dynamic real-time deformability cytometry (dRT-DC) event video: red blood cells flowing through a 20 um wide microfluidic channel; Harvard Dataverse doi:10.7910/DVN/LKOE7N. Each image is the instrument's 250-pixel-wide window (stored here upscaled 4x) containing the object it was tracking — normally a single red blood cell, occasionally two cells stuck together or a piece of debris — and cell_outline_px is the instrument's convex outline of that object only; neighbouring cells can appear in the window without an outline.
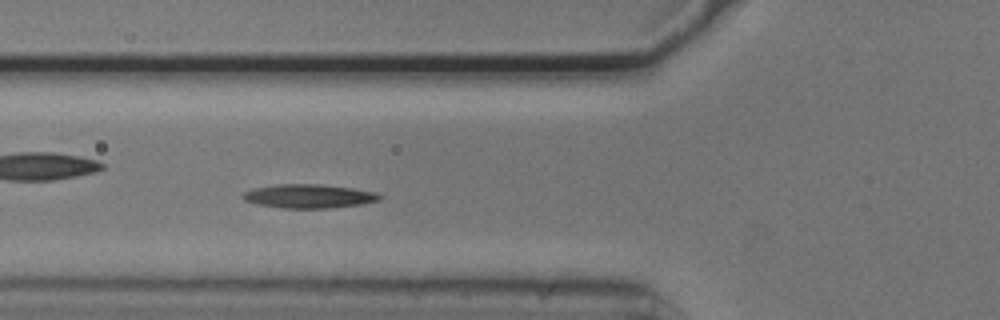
{"species": "common noctule bat (a hibernating species)", "species_latin": "Nyctalus noctula", "temperature_condition": "cold", "stored_images_in_passage": 40, "camera_frame_rate_fps": 3000, "um_per_image_px": 0.085, "animal": {"sex": "male", "body_mass_g": 20.5, "forearm_length_mm": 52.5}, "frame": {"image": 1, "passage_image": 7, "time_ms": 2.0, "image_size_px": [1000, 320], "cell_outline_px": [[384, 196], [380, 200], [360, 204], [328, 208], [280, 208], [256, 204], [244, 200], [240, 196], [244, 192], [252, 188], [276, 184], [320, 184], [352, 188], [376, 192]], "centroid_in_image_um": [26.22, 16.67], "position_along_channel_um": 99.6, "area_um2": 19.13}, "authors_computed_cell_mechanics": {"area_um2": 17.34, "velocity_mm_per_s": 3.7084, "shape_relaxation_time_tau1_ms": 4.5075, "shape_relaxation_time_tau2_ms": null, "deformation_change_tau1": 0.1667, "deformation_change_tau2": null}}